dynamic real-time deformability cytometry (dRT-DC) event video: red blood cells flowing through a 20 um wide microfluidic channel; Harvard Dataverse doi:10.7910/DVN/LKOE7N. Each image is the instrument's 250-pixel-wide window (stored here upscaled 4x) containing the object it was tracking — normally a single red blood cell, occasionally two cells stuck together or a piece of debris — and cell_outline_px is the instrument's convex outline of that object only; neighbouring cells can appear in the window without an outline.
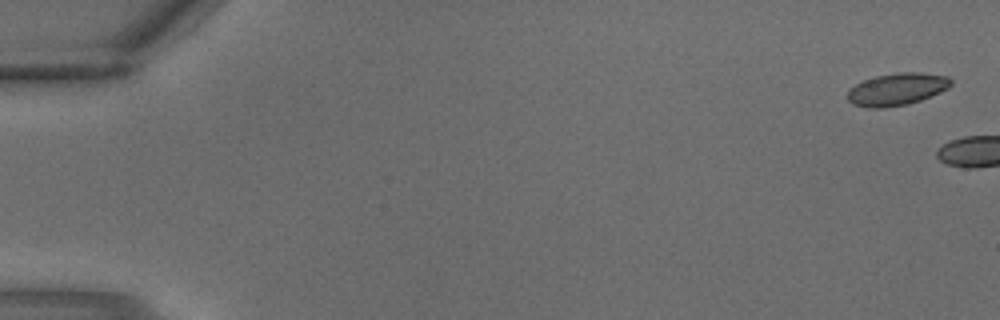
{"species": "common noctule bat (a hibernating species)", "species_latin": "Nyctalus noctula", "temperature_condition": "warm", "stored_images_in_passage": 5, "camera_frame_rate_fps": 3000, "um_per_image_px": 0.085, "animal": {"sex": "male", "body_mass_g": 18.8}, "frame": {"image": 1, "passage_image": 1, "time_ms": 0.0, "image_size_px": [1000, 320], "cell_outline_px": [[952, 84], [948, 88], [940, 92], [920, 100], [908, 104], [884, 108], [868, 108], [852, 104], [848, 100], [848, 92], [856, 84], [864, 80], [876, 76], [900, 72], [920, 72], [948, 76], [952, 80]], "centroid_in_image_um": [76.26, 7.59], "position_along_channel_um": 8.7, "area_um2": 19.42}}